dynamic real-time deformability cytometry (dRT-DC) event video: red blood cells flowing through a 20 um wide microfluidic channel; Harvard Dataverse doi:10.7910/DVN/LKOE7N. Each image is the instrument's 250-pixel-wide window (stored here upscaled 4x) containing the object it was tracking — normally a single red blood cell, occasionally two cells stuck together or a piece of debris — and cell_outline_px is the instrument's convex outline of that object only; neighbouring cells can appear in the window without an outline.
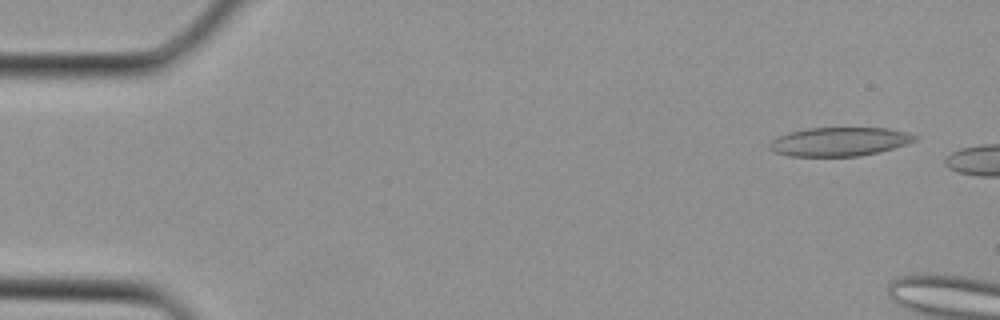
{"species": "Egyptian fruit bat (a non-hibernating species)", "species_latin": "Rousettus aegyptiacus", "temperature_condition": "cold", "stored_images_in_passage": 4, "camera_frame_rate_fps": 3000, "um_per_image_px": 0.085, "animal": {"sex": "female"}, "frame": {"image": 1, "passage_image": 1, "time_ms": 0.0, "image_size_px": [1000, 320], "cell_outline_px": [[920, 136], [916, 140], [880, 152], [860, 156], [788, 156], [772, 152], [768, 148], [768, 144], [776, 136], [808, 128], [888, 128], [908, 132]], "centroid_in_image_um": [71.33, 12.04], "position_along_channel_um": 13.7, "area_um2": 24.51}}
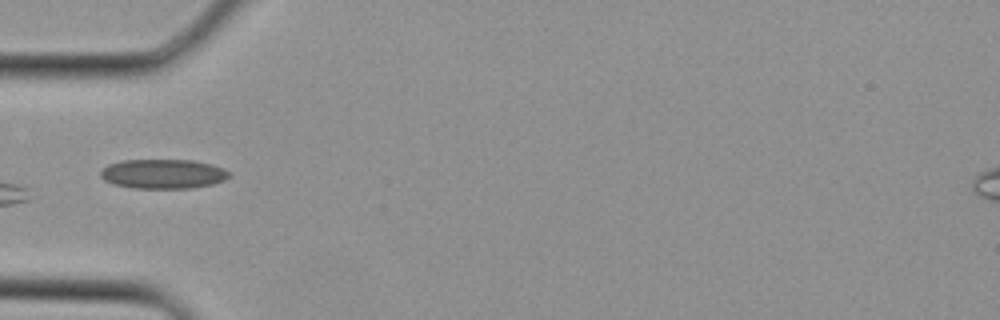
{"frame": {"image": 2, "passage_image": 4, "time_ms": 1.0, "image_size_px": [1000, 320], "cell_outline_px": [[232, 176], [224, 180], [212, 184], [192, 188], [132, 188], [112, 184], [104, 180], [100, 176], [100, 172], [108, 164], [120, 160], [192, 160], [212, 164], [224, 168], [232, 172]], "centroid_in_image_um": [13.89, 14.78], "position_along_channel_um": 71.1, "area_um2": 22.37}}